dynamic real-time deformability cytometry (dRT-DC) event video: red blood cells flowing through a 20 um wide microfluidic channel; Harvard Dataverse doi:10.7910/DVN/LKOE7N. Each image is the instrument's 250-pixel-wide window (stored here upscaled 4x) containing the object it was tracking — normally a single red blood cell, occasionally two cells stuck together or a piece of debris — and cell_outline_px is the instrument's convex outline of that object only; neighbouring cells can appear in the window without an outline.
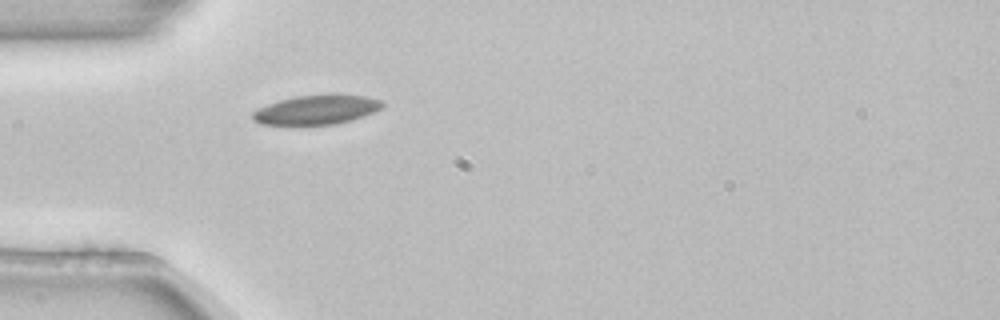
{"species": "common noctule bat (a hibernating species)", "species_latin": "Nyctalus noctula", "temperature_condition": "room temperature", "stored_images_in_passage": 3, "camera_frame_rate_fps": 3000, "um_per_image_px": 0.085, "animal": {"sex": "female", "body_mass_g": 22.7, "forearm_length_mm": 54.2}, "frame": {"image": 1, "passage_image": 3, "time_ms": 0.667, "image_size_px": [1000, 320], "cell_outline_px": [[384, 104], [380, 108], [364, 116], [352, 120], [336, 124], [288, 128], [260, 124], [252, 120], [252, 112], [268, 104], [280, 100], [296, 96], [332, 92], [364, 96], [380, 100]], "centroid_in_image_um": [26.83, 9.36], "position_along_channel_um": 58.2, "area_um2": 23.47}}